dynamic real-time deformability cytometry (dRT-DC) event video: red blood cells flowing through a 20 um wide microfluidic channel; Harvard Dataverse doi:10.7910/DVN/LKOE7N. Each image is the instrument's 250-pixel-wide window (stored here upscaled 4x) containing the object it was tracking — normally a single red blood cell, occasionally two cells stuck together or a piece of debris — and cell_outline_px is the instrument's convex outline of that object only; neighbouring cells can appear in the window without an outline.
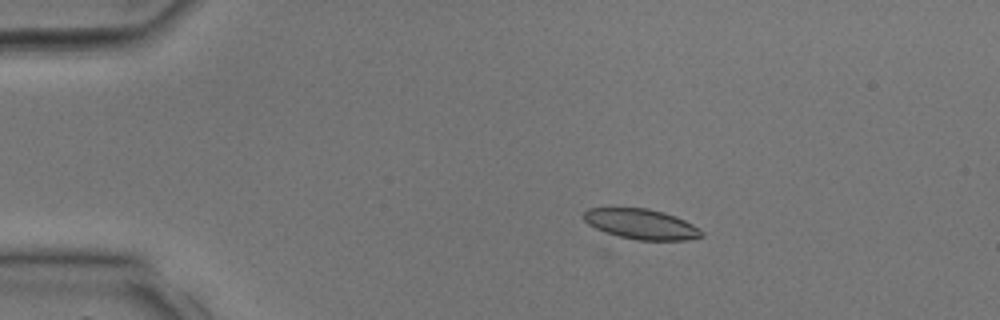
{"species": "common noctule bat (a hibernating species)", "species_latin": "Nyctalus noctula", "temperature_condition": "room temperature", "stored_images_in_passage": 7, "camera_frame_rate_fps": 3000, "um_per_image_px": 0.085, "animal": {"sex": "male", "body_mass_g": 17.9, "forearm_length_mm": 54.2}, "frame": {"image": 1, "passage_image": 2, "time_ms": 0.333, "image_size_px": [1000, 320], "cell_outline_px": [[704, 236], [684, 240], [640, 240], [620, 236], [596, 228], [588, 224], [584, 220], [584, 212], [588, 208], [648, 208], [676, 216], [692, 224], [704, 232]], "centroid_in_image_um": [54.53, 19.04], "position_along_channel_um": 30.5, "area_um2": 20.46}}